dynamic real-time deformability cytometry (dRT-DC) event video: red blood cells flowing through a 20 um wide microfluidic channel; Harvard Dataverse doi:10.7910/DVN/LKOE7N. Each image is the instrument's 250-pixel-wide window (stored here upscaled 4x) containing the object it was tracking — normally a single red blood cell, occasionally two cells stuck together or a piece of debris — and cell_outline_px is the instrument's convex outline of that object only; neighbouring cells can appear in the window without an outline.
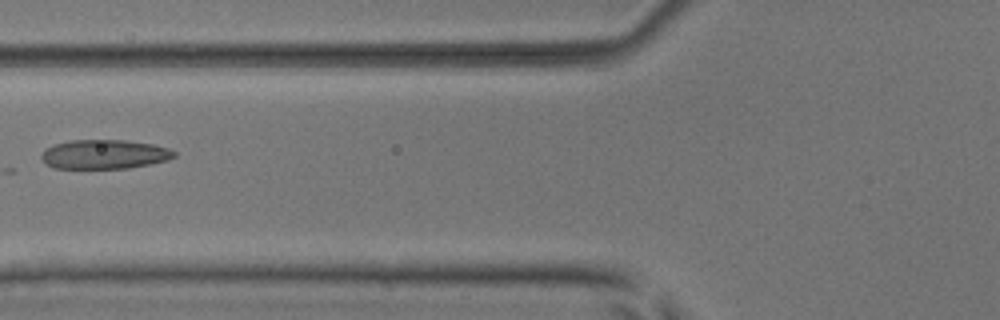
{"species": "common noctule bat (a hibernating species)", "species_latin": "Nyctalus noctula", "temperature_condition": "room temperature", "stored_images_in_passage": 5, "camera_frame_rate_fps": 3000, "um_per_image_px": 0.085, "animal": {"sex": "male", "body_mass_g": 17.9, "forearm_length_mm": 54.2}, "frame": {"image": 1, "passage_image": 5, "time_ms": 4.667, "image_size_px": [1000, 320], "cell_outline_px": [[176, 156], [168, 160], [128, 168], [52, 168], [40, 156], [44, 148], [52, 144], [72, 140], [124, 140], [152, 144], [168, 148], [176, 152]], "centroid_in_image_um": [8.85, 13.11], "position_along_channel_um": 116.9, "area_um2": 22.6}}